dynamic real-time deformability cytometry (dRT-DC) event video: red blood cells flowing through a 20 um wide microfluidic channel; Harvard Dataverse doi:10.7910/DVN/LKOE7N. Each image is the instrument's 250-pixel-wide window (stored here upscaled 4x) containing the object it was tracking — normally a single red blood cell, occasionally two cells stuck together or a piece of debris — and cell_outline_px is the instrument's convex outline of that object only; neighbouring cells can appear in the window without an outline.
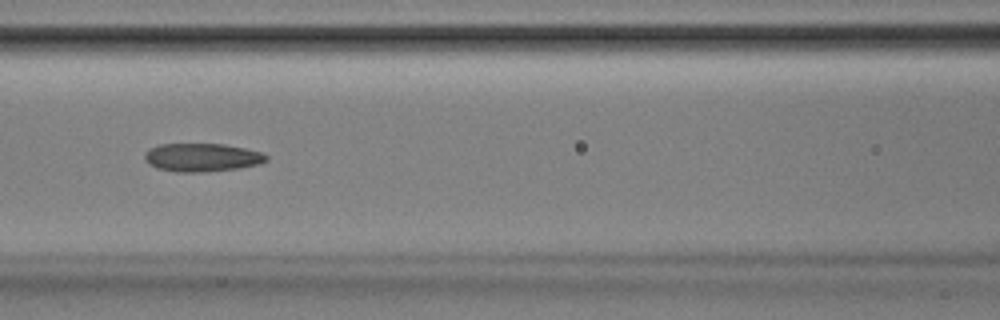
{"species": "Egyptian fruit bat (a non-hibernating species)", "species_latin": "Rousettus aegyptiacus", "temperature_condition": "room temperature", "stored_images_in_passage": 42, "camera_frame_rate_fps": 3000, "um_per_image_px": 0.085, "animal": {"sex": "male"}, "frame": {"image": 1, "passage_image": 13, "time_ms": 4.0, "image_size_px": [1000, 320], "cell_outline_px": [[268, 160], [260, 164], [240, 168], [204, 172], [176, 172], [156, 168], [148, 164], [144, 160], [144, 156], [148, 148], [160, 144], [224, 144], [244, 148], [260, 152], [268, 156]], "centroid_in_image_um": [17.14, 13.39], "position_along_channel_um": 149.5, "area_um2": 20.23}}
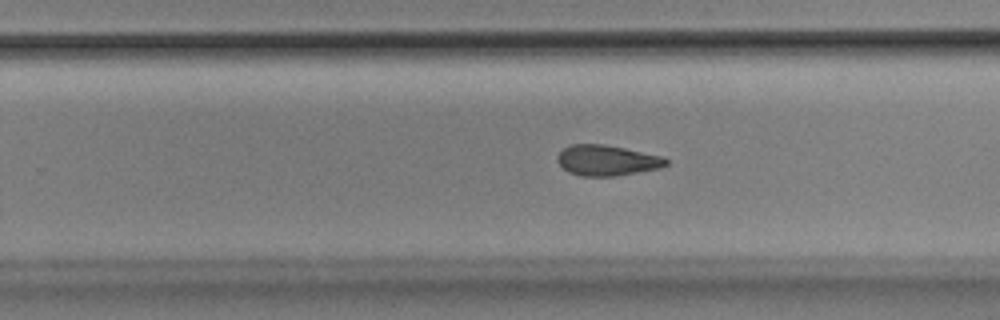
{"frame": {"image": 2, "passage_image": 23, "time_ms": 7.333, "image_size_px": [1000, 320], "cell_outline_px": [[668, 164], [660, 168], [616, 176], [580, 176], [568, 172], [556, 160], [556, 156], [564, 148], [572, 144], [604, 144], [664, 156], [668, 160]], "centroid_in_image_um": [51.6, 13.63], "position_along_channel_um": 278.2, "area_um2": 19.42}}
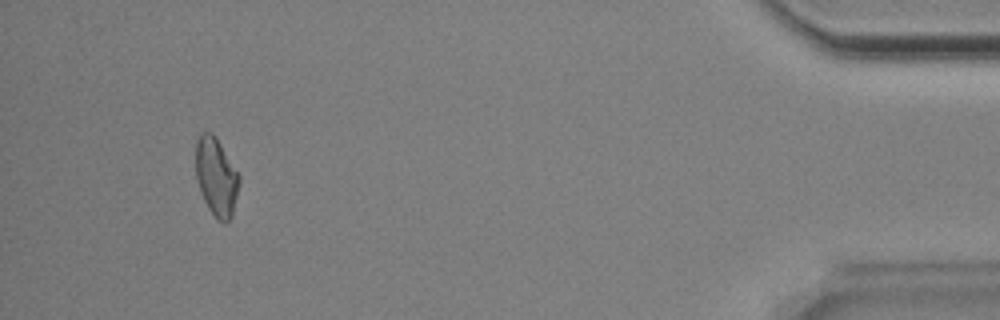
{"frame": {"image": 3, "passage_image": 39, "time_ms": 12.667, "image_size_px": [1000, 320], "cell_outline_px": [[240, 180], [232, 216], [224, 224], [208, 208], [204, 200], [196, 176], [196, 144], [200, 136], [204, 132], [212, 132], [216, 136], [240, 176]], "centroid_in_image_um": [18.39, 15.01], "position_along_channel_um": 416.8, "area_um2": 19.42}, "authors_computed_cell_mechanics": {"area_um2": 19.6809, "velocity_mm_per_s": 3.8787, "shape_relaxation_time_tau1_ms": 4.9134, "shape_relaxation_time_tau2_ms": 3.46, "deformation_change_tau1": 0.1586, "deformation_change_tau2": 0.119}}